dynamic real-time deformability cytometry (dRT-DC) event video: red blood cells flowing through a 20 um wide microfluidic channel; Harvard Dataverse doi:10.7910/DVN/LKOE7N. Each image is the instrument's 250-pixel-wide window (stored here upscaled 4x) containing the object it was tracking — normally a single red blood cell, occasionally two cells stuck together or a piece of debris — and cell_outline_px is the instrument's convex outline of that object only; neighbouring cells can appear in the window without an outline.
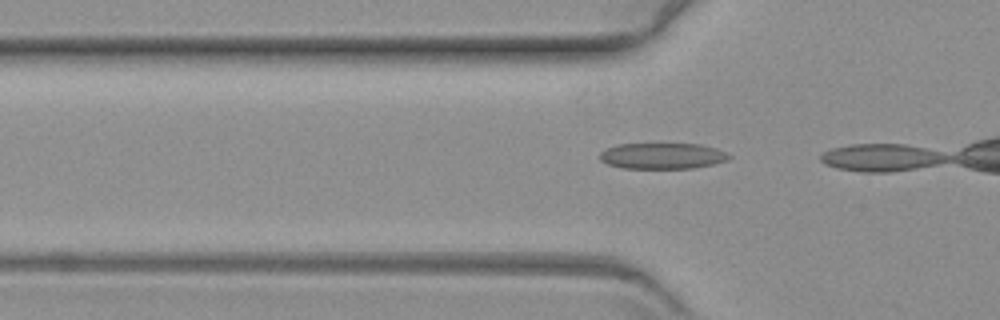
{"species": "common noctule bat (a hibernating species)", "species_latin": "Nyctalus noctula", "temperature_condition": "warm", "stored_images_in_passage": 4, "camera_frame_rate_fps": 3000, "um_per_image_px": 0.085, "animal": {"sex": "female", "body_mass_g": 19.3, "forearm_length_mm": 54.1}, "frame": {"image": 1, "passage_image": 3, "time_ms": 0.667, "image_size_px": [1000, 320], "cell_outline_px": [[732, 156], [728, 160], [712, 164], [692, 168], [620, 168], [608, 164], [600, 160], [600, 152], [604, 148], [616, 144], [700, 144], [716, 148]], "centroid_in_image_um": [56.26, 13.25], "position_along_channel_um": 69.5, "area_um2": 19.59}}